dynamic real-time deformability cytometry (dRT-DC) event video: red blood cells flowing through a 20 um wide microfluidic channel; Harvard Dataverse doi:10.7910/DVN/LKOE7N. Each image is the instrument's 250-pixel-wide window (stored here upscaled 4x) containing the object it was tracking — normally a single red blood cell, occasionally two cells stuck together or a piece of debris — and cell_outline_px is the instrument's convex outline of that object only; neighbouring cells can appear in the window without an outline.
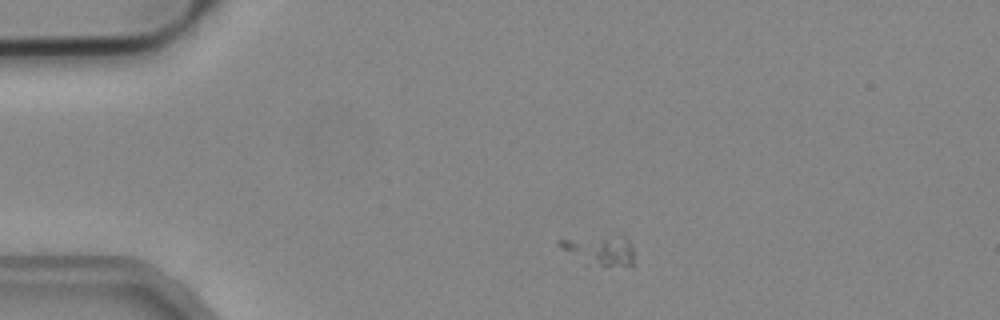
{"species": "common noctule bat (a hibernating species)", "species_latin": "Nyctalus noctula", "temperature_condition": "cold", "stored_images_in_passage": 13, "camera_frame_rate_fps": 3000, "um_per_image_px": 0.085, "animal": {"sex": "male", "body_mass_g": 19.2, "forearm_length_mm": 51.8}, "frame": {"image": 1, "passage_image": 4, "time_ms": 1.0, "image_size_px": [1000, 320], "cell_outline_px": [[632, 264], [584, 264], [560, 248], [556, 244], [556, 240], [624, 236], [628, 240], [632, 248]], "centroid_in_image_um": [50.91, 21.26], "position_along_channel_um": 34.1, "area_um2": 12.2}}